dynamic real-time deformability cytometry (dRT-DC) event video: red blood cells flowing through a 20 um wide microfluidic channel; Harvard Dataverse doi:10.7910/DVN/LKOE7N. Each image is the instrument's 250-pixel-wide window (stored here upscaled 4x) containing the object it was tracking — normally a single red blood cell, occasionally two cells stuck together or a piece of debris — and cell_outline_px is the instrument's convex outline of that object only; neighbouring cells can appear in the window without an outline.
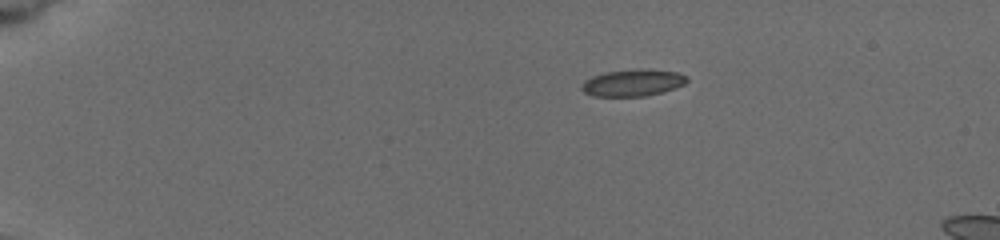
{"species": "common noctule bat (a hibernating species)", "species_latin": "Nyctalus noctula", "temperature_condition": "cold", "stored_images_in_passage": 3, "camera_frame_rate_fps": 3000, "um_per_image_px": 0.085, "animal": {"sex": "female", "body_mass_g": 19.5, "forearm_length_mm": 54.1}, "frame": {"image": 1, "passage_image": 1, "time_ms": 0.0, "image_size_px": [1000, 240], "cell_outline_px": [[688, 80], [684, 84], [660, 92], [644, 96], [592, 96], [584, 92], [580, 88], [580, 84], [584, 80], [592, 76], [604, 72], [640, 68], [644, 68], [676, 72], [688, 76]], "centroid_in_image_um": [53.73, 7.02], "position_along_channel_um": 31.3, "area_um2": 16.53}}